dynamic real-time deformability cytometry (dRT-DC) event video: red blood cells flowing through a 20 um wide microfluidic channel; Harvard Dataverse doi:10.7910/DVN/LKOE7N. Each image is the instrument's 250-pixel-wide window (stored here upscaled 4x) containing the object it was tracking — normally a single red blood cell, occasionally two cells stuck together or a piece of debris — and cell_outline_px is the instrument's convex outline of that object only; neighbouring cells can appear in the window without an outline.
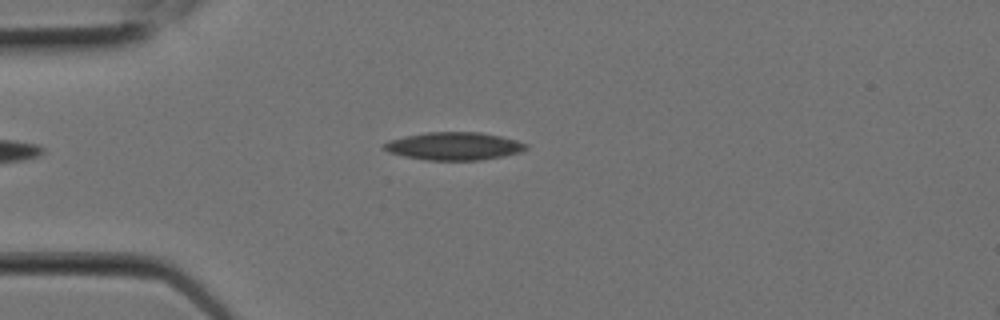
{"species": "Egyptian fruit bat (a non-hibernating species)", "species_latin": "Rousettus aegyptiacus", "temperature_condition": "room temperature", "stored_images_in_passage": 5, "camera_frame_rate_fps": 3000, "um_per_image_px": 0.085, "animal": {"sex": "female"}, "frame": {"image": 1, "passage_image": 3, "time_ms": 0.667, "image_size_px": [1000, 320], "cell_outline_px": [[528, 148], [520, 152], [504, 156], [480, 160], [424, 160], [404, 156], [388, 152], [380, 148], [388, 140], [404, 136], [428, 132], [480, 132], [500, 136], [516, 140], [528, 144]], "centroid_in_image_um": [38.57, 12.42], "position_along_channel_um": 46.4, "area_um2": 23.18}}
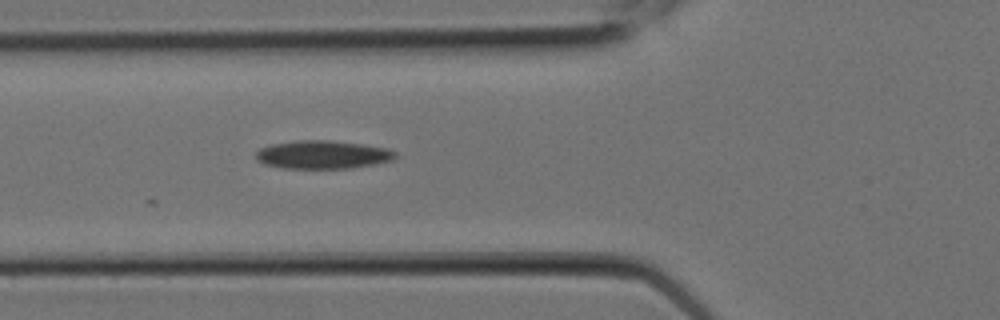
{"frame": {"image": 2, "passage_image": 5, "time_ms": 1.333, "image_size_px": [1000, 320], "cell_outline_px": [[396, 156], [392, 160], [376, 164], [352, 168], [284, 168], [264, 164], [256, 160], [256, 152], [260, 148], [272, 144], [300, 140], [328, 140], [360, 144], [388, 148], [396, 152]], "centroid_in_image_um": [27.43, 13.15], "position_along_channel_um": 98.4, "area_um2": 22.89}}